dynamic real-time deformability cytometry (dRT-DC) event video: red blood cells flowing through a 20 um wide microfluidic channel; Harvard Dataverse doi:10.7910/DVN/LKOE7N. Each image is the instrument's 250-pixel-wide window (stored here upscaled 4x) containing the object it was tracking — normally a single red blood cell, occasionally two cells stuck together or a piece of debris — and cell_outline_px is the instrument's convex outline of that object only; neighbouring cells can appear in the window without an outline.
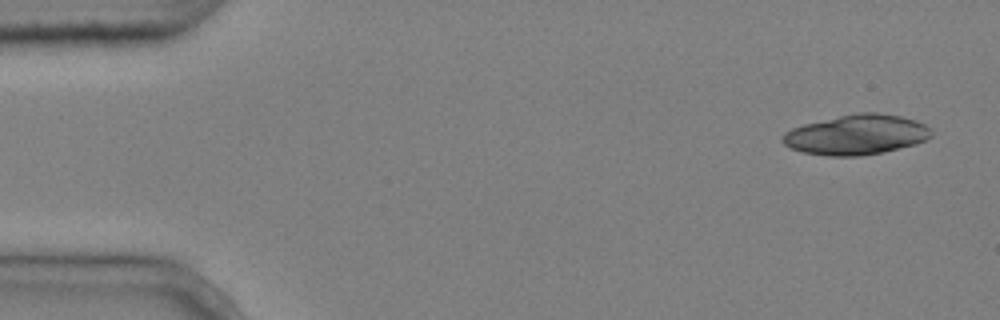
{"species": "common noctule bat (a hibernating species)", "species_latin": "Nyctalus noctula", "temperature_condition": "cold", "stored_images_in_passage": 6, "camera_frame_rate_fps": 3000, "um_per_image_px": 0.085, "animal": {"sex": "male", "body_mass_g": 20.4}, "frame": {"image": 1, "passage_image": 1, "time_ms": 0.0, "image_size_px": [1000, 320], "cell_outline_px": [[932, 136], [924, 140], [912, 144], [884, 152], [860, 156], [828, 156], [804, 152], [792, 148], [784, 144], [780, 140], [780, 136], [784, 132], [792, 128], [804, 124], [856, 112], [876, 112], [900, 116], [916, 120], [932, 128]], "centroid_in_image_um": [72.78, 11.44], "position_along_channel_um": 12.2, "area_um2": 34.68}}